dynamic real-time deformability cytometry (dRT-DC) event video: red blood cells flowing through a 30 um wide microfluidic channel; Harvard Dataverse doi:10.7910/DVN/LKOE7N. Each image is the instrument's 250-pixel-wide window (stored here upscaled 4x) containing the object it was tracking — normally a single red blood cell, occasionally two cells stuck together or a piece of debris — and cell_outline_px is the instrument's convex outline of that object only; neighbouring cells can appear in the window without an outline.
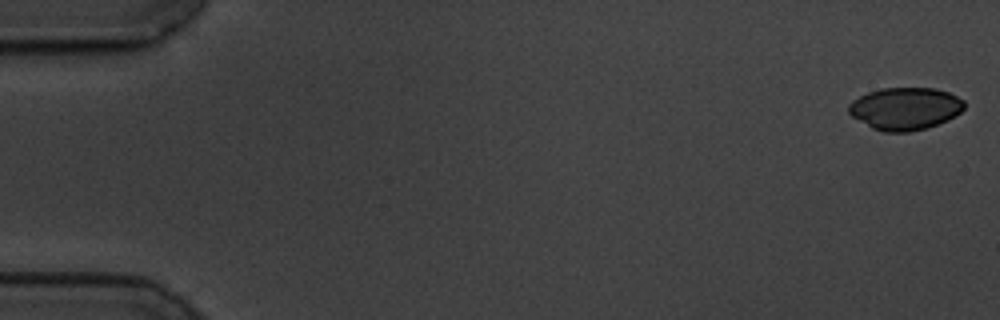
{"species": "common noctule bat (a hibernating species)", "species_latin": "Nyctalus noctula", "temperature_condition": "cold", "stored_images_in_passage": 57, "camera_frame_rate_fps": 3000, "um_per_image_px": 0.085, "animal": {"sex": "male", "body_mass_g": 19.5, "forearm_length_mm": 54.6}, "frame": {"image": 1, "passage_image": 1, "time_ms": 0.0, "image_size_px": [1000, 320], "cell_outline_px": [[964, 108], [960, 112], [948, 120], [928, 128], [908, 132], [884, 132], [872, 128], [852, 116], [848, 112], [848, 104], [852, 100], [868, 92], [880, 88], [932, 88], [948, 92], [964, 100]], "centroid_in_image_um": [76.92, 9.23], "position_along_channel_um": 8.1, "area_um2": 28.61}}
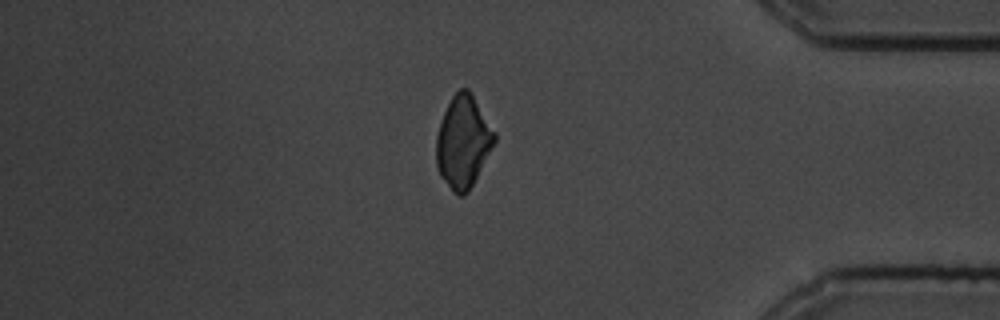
{"frame": {"image": 2, "passage_image": 49, "time_ms": 16.0, "image_size_px": [1000, 320], "cell_outline_px": [[496, 140], [468, 192], [464, 196], [460, 196], [440, 176], [436, 164], [436, 136], [444, 112], [452, 96], [460, 88], [468, 88], [496, 132]], "centroid_in_image_um": [39.36, 12.03], "position_along_channel_um": 395.8, "area_um2": 30.81}}
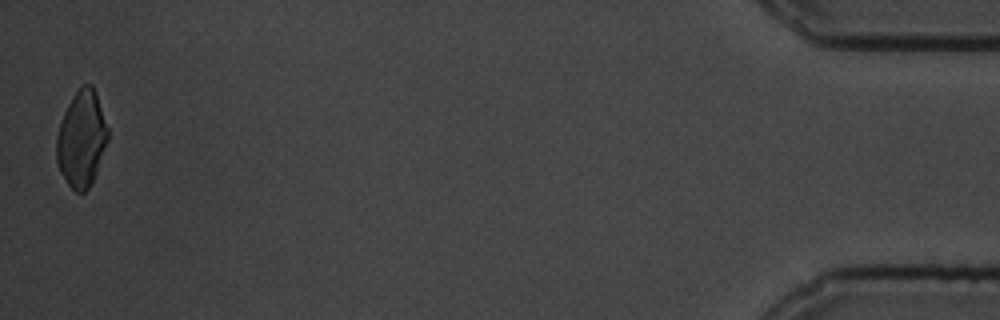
{"frame": {"image": 3, "passage_image": 57, "time_ms": 18.667, "image_size_px": [1000, 320], "cell_outline_px": [[108, 140], [96, 172], [88, 188], [84, 192], [76, 192], [68, 184], [60, 172], [56, 160], [56, 136], [64, 112], [72, 96], [84, 84], [92, 84], [96, 92], [108, 128]], "centroid_in_image_um": [6.92, 11.8], "position_along_channel_um": 428.3, "area_um2": 28.55}}